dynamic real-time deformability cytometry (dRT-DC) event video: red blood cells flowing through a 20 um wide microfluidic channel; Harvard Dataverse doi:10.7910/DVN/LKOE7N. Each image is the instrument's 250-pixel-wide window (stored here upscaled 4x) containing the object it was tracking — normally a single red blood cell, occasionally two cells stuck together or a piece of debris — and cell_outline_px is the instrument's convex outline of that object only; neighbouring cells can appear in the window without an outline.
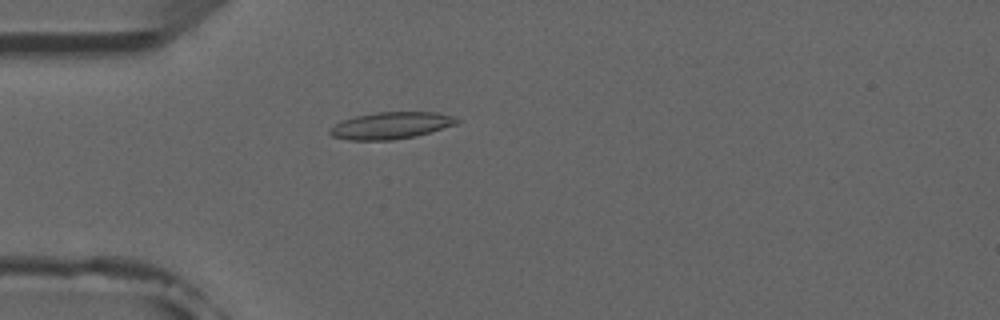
{"species": "common noctule bat (a hibernating species)", "species_latin": "Nyctalus noctula", "temperature_condition": "room temperature", "stored_images_in_passage": 1, "camera_frame_rate_fps": 3000, "um_per_image_px": 0.085, "animal": {"sex": "male", "forearm_length_mm": 52.5}, "frame": {"image": 1, "passage_image": 1, "time_ms": 0.0, "image_size_px": [1000, 320], "cell_outline_px": [[460, 120], [456, 124], [416, 136], [392, 140], [348, 140], [332, 136], [328, 132], [328, 128], [340, 120], [356, 116], [376, 112], [436, 112], [452, 116]], "centroid_in_image_um": [33.17, 10.67], "position_along_channel_um": 51.8, "area_um2": 19.94}}